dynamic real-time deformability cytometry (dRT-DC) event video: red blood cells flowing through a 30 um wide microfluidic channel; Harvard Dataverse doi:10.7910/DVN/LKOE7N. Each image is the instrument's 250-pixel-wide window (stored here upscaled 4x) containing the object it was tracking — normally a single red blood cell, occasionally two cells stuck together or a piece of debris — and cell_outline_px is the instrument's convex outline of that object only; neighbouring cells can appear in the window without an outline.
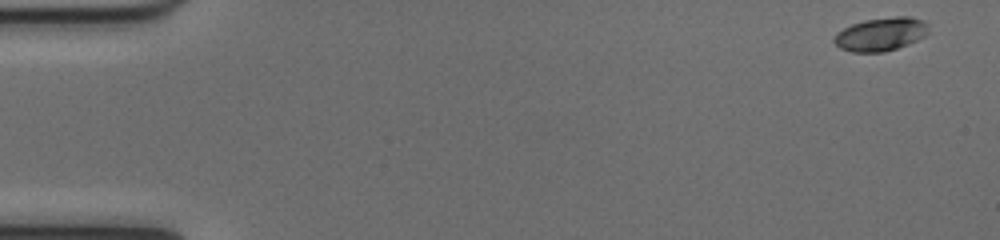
{"species": "common noctule bat (a hibernating species)", "species_latin": "Nyctalus noctula", "temperature_condition": "cold", "stored_images_in_passage": 14, "camera_frame_rate_fps": 3000, "um_per_image_px": 0.085, "animal": {"sex": "female", "body_mass_g": 17.0, "forearm_length_mm": 48.0}, "frame": {"image": 1, "passage_image": 1, "time_ms": 0.0, "image_size_px": [1000, 240], "cell_outline_px": [[928, 32], [924, 36], [908, 44], [884, 52], [852, 52], [840, 48], [832, 40], [836, 32], [852, 24], [864, 20], [896, 16], [908, 16], [924, 20], [928, 24]], "centroid_in_image_um": [74.86, 2.9], "position_along_channel_um": 10.1, "area_um2": 18.38}}
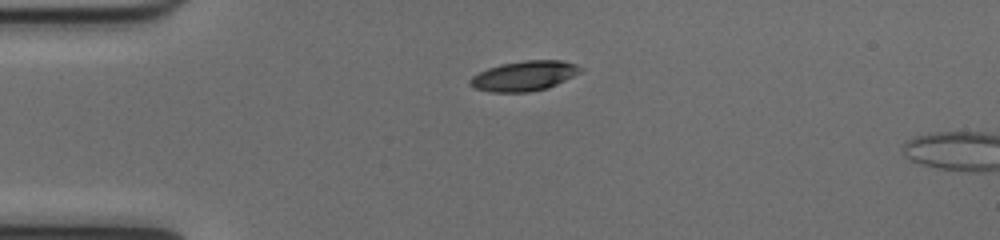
{"frame": {"image": 2, "passage_image": 12, "time_ms": 3.667, "image_size_px": [1000, 240], "cell_outline_px": [[584, 68], [580, 72], [548, 88], [528, 92], [488, 92], [472, 88], [468, 84], [468, 80], [472, 76], [488, 68], [500, 64], [524, 60], [560, 60], [576, 64]], "centroid_in_image_um": [44.51, 6.45], "position_along_channel_um": 40.5, "area_um2": 19.36}}